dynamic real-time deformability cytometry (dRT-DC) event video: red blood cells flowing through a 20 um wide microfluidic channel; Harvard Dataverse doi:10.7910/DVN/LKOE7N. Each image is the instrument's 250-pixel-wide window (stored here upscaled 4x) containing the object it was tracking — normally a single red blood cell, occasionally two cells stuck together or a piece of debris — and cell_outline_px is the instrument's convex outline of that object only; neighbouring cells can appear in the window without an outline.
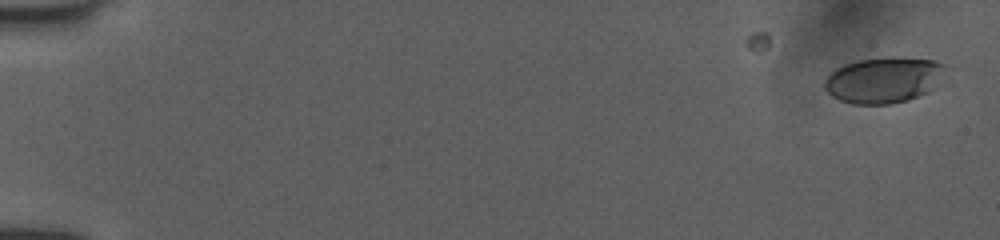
{"species": "human", "species_latin": "Homo sapiens", "temperature_condition": "room temperature", "stored_images_in_passage": 16, "camera_frame_rate_fps": 3000, "um_per_image_px": 0.085, "donor": {"sex": "female"}, "frame": {"image": 1, "passage_image": 1, "time_ms": 0.0, "image_size_px": [1000, 240], "cell_outline_px": [[948, 64], [936, 88], [928, 92], [908, 100], [888, 104], [852, 104], [840, 100], [832, 96], [824, 88], [824, 80], [836, 68], [844, 64], [860, 60], [932, 60]], "centroid_in_image_um": [75.11, 6.85], "position_along_channel_um": 9.9, "area_um2": 31.5}}